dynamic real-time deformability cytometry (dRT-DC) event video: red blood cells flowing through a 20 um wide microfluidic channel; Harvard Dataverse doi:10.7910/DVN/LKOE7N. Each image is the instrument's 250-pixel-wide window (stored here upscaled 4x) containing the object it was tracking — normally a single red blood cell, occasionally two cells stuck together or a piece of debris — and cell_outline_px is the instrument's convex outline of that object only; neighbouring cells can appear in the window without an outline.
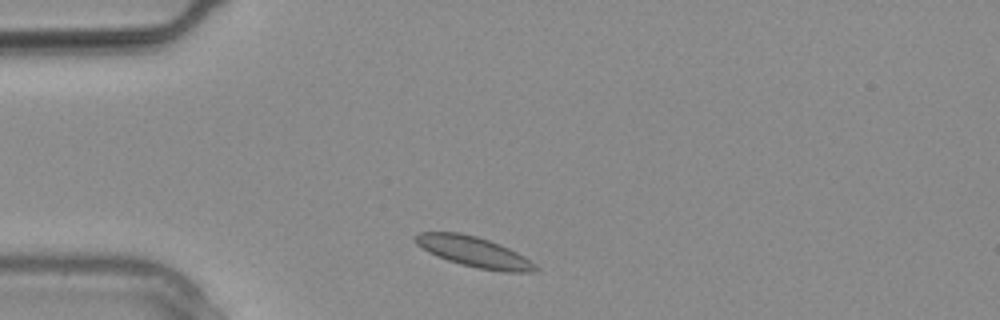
{"species": "common noctule bat (a hibernating species)", "species_latin": "Nyctalus noctula", "temperature_condition": "warm", "stored_images_in_passage": 11, "camera_frame_rate_fps": 3000, "um_per_image_px": 0.085, "animal": {"sex": "male", "body_mass_g": 20.4}, "frame": {"image": 1, "passage_image": 1, "time_ms": 0.0, "image_size_px": [1000, 320], "cell_outline_px": [[540, 268], [532, 272], [504, 272], [476, 268], [460, 264], [448, 260], [428, 252], [416, 244], [412, 240], [412, 236], [416, 232], [460, 232], [476, 236], [500, 244], [524, 256], [536, 264]], "centroid_in_image_um": [40.25, 21.4], "position_along_channel_um": 44.7, "area_um2": 21.44}}